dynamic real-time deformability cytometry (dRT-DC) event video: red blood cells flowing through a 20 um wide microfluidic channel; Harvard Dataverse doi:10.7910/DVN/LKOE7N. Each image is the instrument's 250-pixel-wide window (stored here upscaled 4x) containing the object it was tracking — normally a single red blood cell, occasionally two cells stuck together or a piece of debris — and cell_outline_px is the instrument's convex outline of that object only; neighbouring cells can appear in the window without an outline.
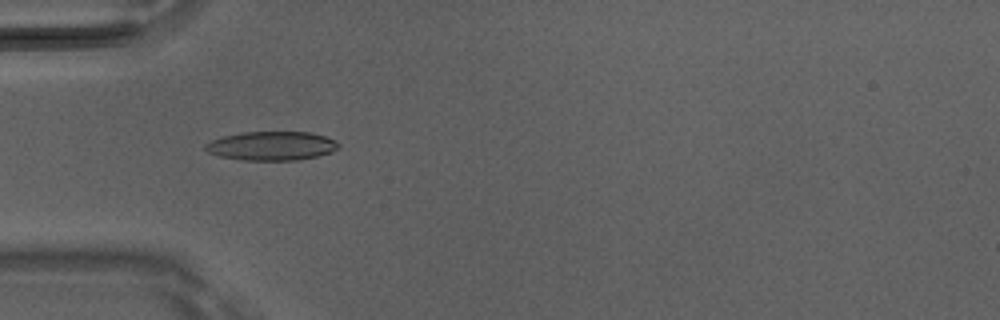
{"species": "Egyptian fruit bat (a non-hibernating species)", "species_latin": "Rousettus aegyptiacus", "temperature_condition": "room temperature", "stored_images_in_passage": 50, "camera_frame_rate_fps": 3000, "um_per_image_px": 0.085, "animal": {"sex": "male"}, "frame": {"image": 1, "passage_image": 16, "time_ms": 5.0, "image_size_px": [1000, 320], "cell_outline_px": [[340, 144], [332, 152], [316, 156], [296, 160], [240, 160], [220, 156], [208, 152], [204, 148], [204, 144], [212, 140], [224, 136], [244, 132], [312, 132], [324, 136]], "centroid_in_image_um": [23.06, 12.4], "position_along_channel_um": 61.9, "area_um2": 22.25}}
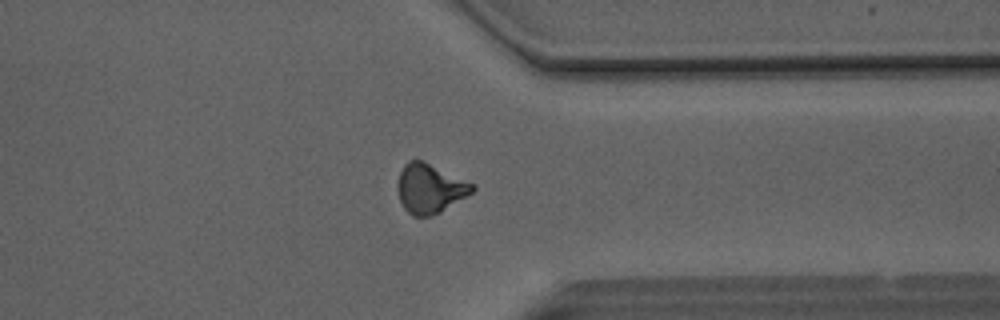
{"frame": {"image": 2, "passage_image": 39, "time_ms": 12.667, "image_size_px": [1000, 320], "cell_outline_px": [[476, 188], [472, 192], [440, 212], [432, 216], [412, 216], [404, 208], [400, 200], [396, 188], [396, 184], [400, 172], [404, 164], [408, 160], [420, 160], [476, 184]], "centroid_in_image_um": [36.52, 16.03], "position_along_channel_um": 374.9, "area_um2": 21.39}}
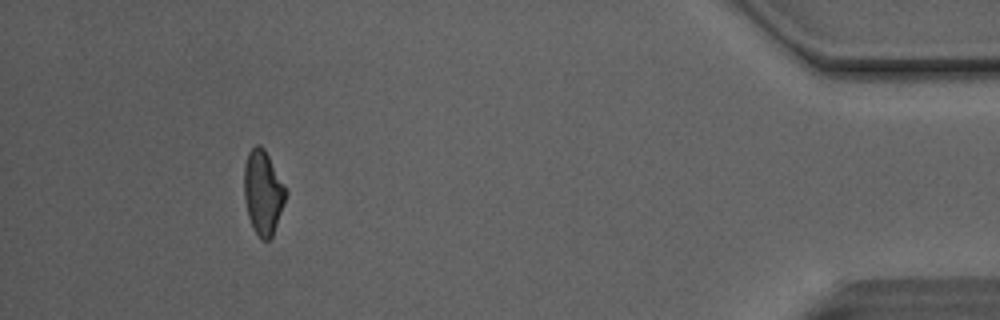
{"frame": {"image": 3, "passage_image": 46, "time_ms": 15.0, "image_size_px": [1000, 320], "cell_outline_px": [[288, 192], [284, 204], [272, 236], [268, 240], [260, 240], [248, 216], [244, 196], [244, 164], [248, 152], [256, 144], [260, 144], [264, 148]], "centroid_in_image_um": [22.35, 16.34], "position_along_channel_um": 412.9, "area_um2": 20.29}, "authors_computed_cell_mechanics": {"area_um2": 21.3571, "velocity_mm_per_s": 4.1595, "shape_relaxation_time_tau1_ms": 5.8496, "shape_relaxation_time_tau2_ms": 2.383, "deformation_change_tau1": 0.1718, "deformation_change_tau2": 0.0977}}